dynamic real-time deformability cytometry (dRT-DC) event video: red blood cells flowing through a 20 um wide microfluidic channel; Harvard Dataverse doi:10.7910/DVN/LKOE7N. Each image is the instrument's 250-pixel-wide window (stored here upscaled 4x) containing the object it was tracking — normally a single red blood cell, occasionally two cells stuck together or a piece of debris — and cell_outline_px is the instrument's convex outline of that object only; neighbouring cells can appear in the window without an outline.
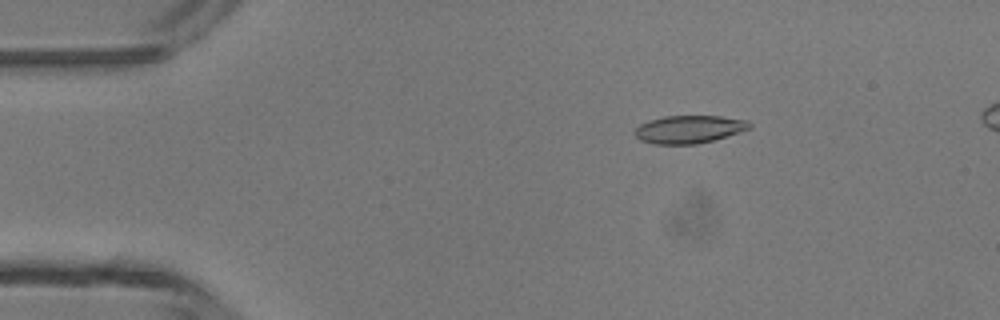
{"species": "common noctule bat (a hibernating species)", "species_latin": "Nyctalus noctula", "temperature_condition": "room temperature", "stored_images_in_passage": 5, "segment_of_instrument_passage": [1, 2], "camera_frame_rate_fps": 3000, "um_per_image_px": 0.085, "animal": {"sex": "male", "body_mass_g": 13.3}, "frame": {"image": 1, "passage_image": 3, "time_ms": 2.333, "image_size_px": [1000, 320], "cell_outline_px": [[752, 128], [740, 132], [712, 140], [696, 144], [652, 144], [640, 140], [632, 132], [640, 124], [648, 120], [664, 116], [720, 116], [748, 120], [752, 124]], "centroid_in_image_um": [58.56, 10.98], "position_along_channel_um": 26.4, "area_um2": 18.73}}